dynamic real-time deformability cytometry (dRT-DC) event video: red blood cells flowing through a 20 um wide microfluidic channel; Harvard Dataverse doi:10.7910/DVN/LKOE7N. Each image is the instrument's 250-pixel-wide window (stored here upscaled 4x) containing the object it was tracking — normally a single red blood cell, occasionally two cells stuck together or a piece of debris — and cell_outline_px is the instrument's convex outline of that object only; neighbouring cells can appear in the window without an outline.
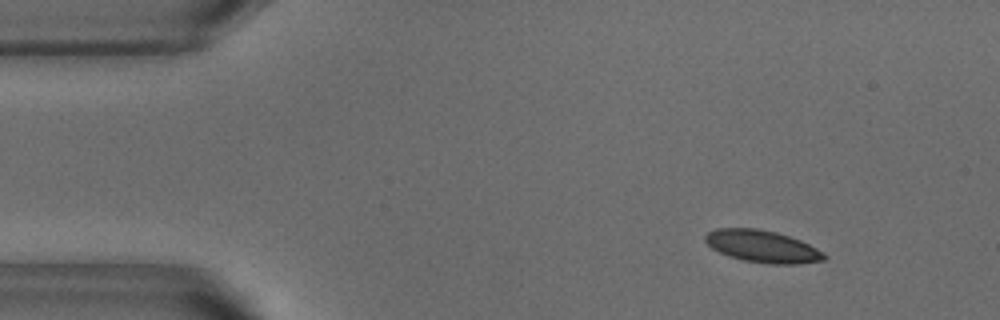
{"species": "common noctule bat (a hibernating species)", "species_latin": "Nyctalus noctula", "temperature_condition": "warm", "stored_images_in_passage": 51, "camera_frame_rate_fps": 3000, "um_per_image_px": 0.085, "animal": {"sex": "male", "body_mass_g": 18.8}, "frame": {"image": 1, "passage_image": 5, "time_ms": 1.333, "image_size_px": [1000, 320], "cell_outline_px": [[828, 256], [824, 260], [796, 264], [772, 264], [744, 260], [728, 256], [712, 248], [704, 240], [704, 236], [708, 232], [716, 228], [756, 228], [776, 232], [800, 240], [824, 252]], "centroid_in_image_um": [64.8, 20.94], "position_along_channel_um": 20.2, "area_um2": 22.2}}
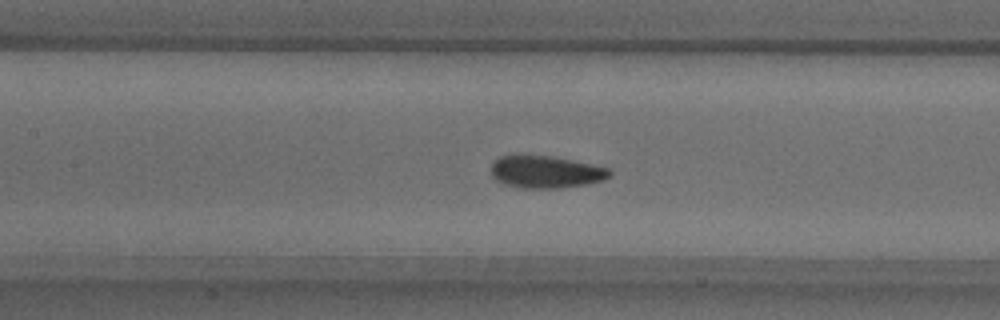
{"frame": {"image": 2, "passage_image": 22, "time_ms": 7.0, "image_size_px": [1000, 320], "cell_outline_px": [[612, 176], [604, 180], [588, 184], [560, 188], [520, 188], [504, 184], [496, 180], [492, 176], [492, 164], [500, 156], [552, 156], [592, 164], [608, 168], [612, 172]], "centroid_in_image_um": [46.44, 14.63], "position_along_channel_um": 161.0, "area_um2": 22.25}}
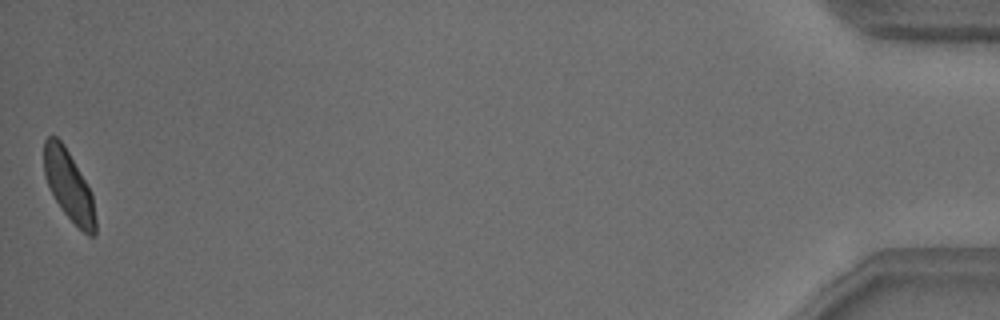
{"frame": {"image": 3, "passage_image": 51, "time_ms": 16.667, "image_size_px": [1000, 320], "cell_outline_px": [[96, 236], [88, 236], [64, 212], [56, 200], [44, 176], [44, 140], [48, 136], [56, 136], [64, 144], [92, 192], [96, 220]], "centroid_in_image_um": [5.86, 15.77], "position_along_channel_um": 429.3, "area_um2": 20.81}, "authors_computed_cell_mechanics": {"area_um2": 22.253, "velocity_mm_per_s": 3.8002, "shape_relaxation_time_tau1_ms": 3.0893, "shape_relaxation_time_tau2_ms": 0.9876, "deformation_change_tau1": 0.1162, "deformation_change_tau2": 0.0646}}